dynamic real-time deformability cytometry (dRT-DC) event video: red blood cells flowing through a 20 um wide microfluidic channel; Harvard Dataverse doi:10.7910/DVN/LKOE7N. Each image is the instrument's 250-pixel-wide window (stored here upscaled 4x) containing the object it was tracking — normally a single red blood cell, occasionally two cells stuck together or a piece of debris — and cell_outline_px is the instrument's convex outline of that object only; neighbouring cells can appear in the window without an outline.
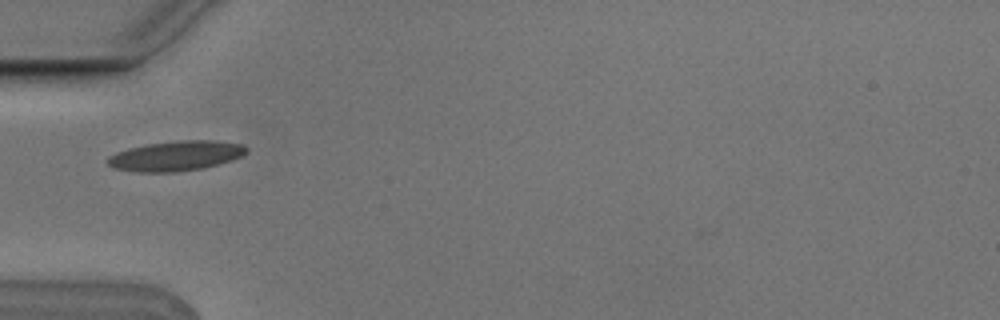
{"species": "Egyptian fruit bat (a non-hibernating species)", "species_latin": "Rousettus aegyptiacus", "temperature_condition": "cold", "stored_images_in_passage": 1, "camera_frame_rate_fps": 3000, "um_per_image_px": 0.085, "animal": {"sex": "male"}, "frame": {"image": 1, "passage_image": 1, "time_ms": 0.0, "image_size_px": [1000, 320], "cell_outline_px": [[248, 152], [232, 160], [220, 164], [204, 168], [176, 172], [136, 172], [112, 168], [108, 164], [108, 156], [116, 152], [128, 148], [148, 144], [184, 140], [212, 140], [244, 144], [248, 148]], "centroid_in_image_um": [14.97, 13.25], "position_along_channel_um": 70.0, "area_um2": 24.33}}